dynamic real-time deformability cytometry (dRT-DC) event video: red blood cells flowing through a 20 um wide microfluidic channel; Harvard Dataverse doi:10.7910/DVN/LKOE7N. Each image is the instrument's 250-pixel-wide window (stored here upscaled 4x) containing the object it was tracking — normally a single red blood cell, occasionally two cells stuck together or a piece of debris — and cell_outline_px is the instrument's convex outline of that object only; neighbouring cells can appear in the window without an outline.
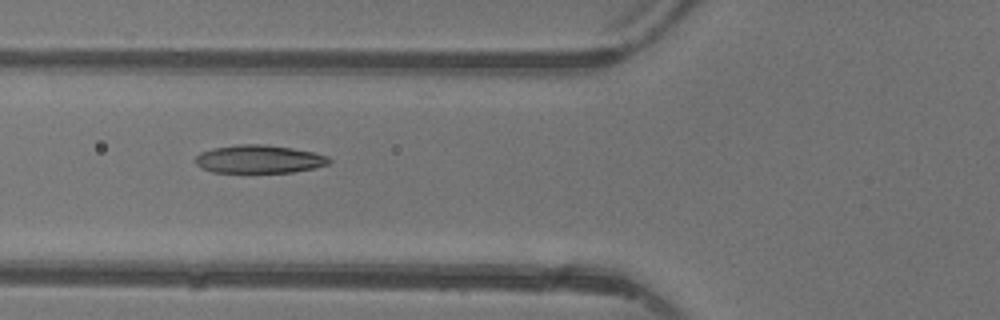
{"species": "common noctule bat (a hibernating species)", "species_latin": "Nyctalus noctula", "temperature_condition": "warm", "stored_images_in_passage": 3, "camera_frame_rate_fps": 3000, "um_per_image_px": 0.085, "animal": {"sex": "female"}, "frame": {"image": 1, "passage_image": 3, "time_ms": 2.333, "image_size_px": [1000, 320], "cell_outline_px": [[332, 160], [328, 164], [312, 168], [292, 172], [212, 172], [200, 168], [196, 164], [196, 156], [200, 152], [212, 148], [240, 144], [264, 144], [292, 148], [312, 152], [328, 156]], "centroid_in_image_um": [21.99, 13.52], "position_along_channel_um": 103.8, "area_um2": 21.85}}